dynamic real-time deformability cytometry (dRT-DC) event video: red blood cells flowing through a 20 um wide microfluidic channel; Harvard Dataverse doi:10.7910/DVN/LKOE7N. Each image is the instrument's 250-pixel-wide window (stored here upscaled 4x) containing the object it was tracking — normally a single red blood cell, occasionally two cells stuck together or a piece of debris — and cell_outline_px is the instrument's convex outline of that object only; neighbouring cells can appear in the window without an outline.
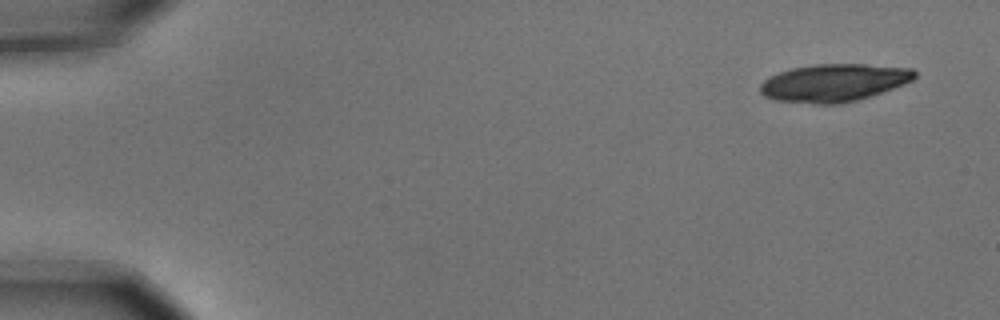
{"species": "common noctule bat (a hibernating species)", "species_latin": "Nyctalus noctula", "temperature_condition": "cold", "stored_images_in_passage": 4, "camera_frame_rate_fps": 3000, "um_per_image_px": 0.085, "animal": {"sex": "male", "body_mass_g": 15.6}, "frame": {"image": 1, "passage_image": 1, "time_ms": 0.0, "image_size_px": [1000, 320], "cell_outline_px": [[916, 76], [912, 80], [904, 84], [856, 100], [840, 104], [816, 104], [776, 100], [764, 96], [760, 92], [760, 84], [764, 80], [780, 72], [792, 68], [812, 64], [864, 64], [912, 68], [916, 72]], "centroid_in_image_um": [70.87, 7.03], "position_along_channel_um": 14.1, "area_um2": 33.7}}